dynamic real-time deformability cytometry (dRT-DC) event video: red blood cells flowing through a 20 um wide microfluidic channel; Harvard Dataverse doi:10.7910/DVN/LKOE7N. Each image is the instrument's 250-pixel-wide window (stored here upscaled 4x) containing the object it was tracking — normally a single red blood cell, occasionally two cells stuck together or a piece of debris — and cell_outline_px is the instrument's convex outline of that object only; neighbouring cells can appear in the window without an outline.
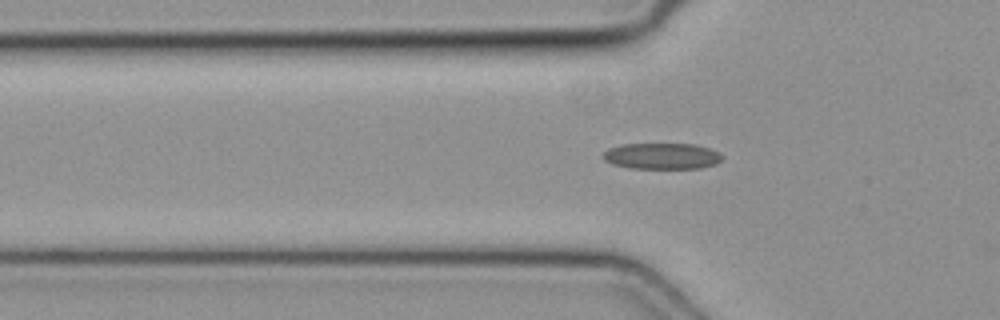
{"species": "common noctule bat (a hibernating species)", "species_latin": "Nyctalus noctula", "temperature_condition": "cold", "stored_images_in_passage": 46, "camera_frame_rate_fps": 3000, "um_per_image_px": 0.085, "animal": {"sex": "female", "body_mass_g": 19.3, "forearm_length_mm": 54.1}, "frame": {"image": 1, "passage_image": 17, "time_ms": 5.333, "image_size_px": [1000, 320], "cell_outline_px": [[724, 156], [716, 164], [700, 168], [628, 168], [612, 164], [604, 160], [604, 152], [608, 148], [620, 144], [692, 144], [708, 148], [720, 152]], "centroid_in_image_um": [56.25, 13.26], "position_along_channel_um": 69.5, "area_um2": 18.15}}
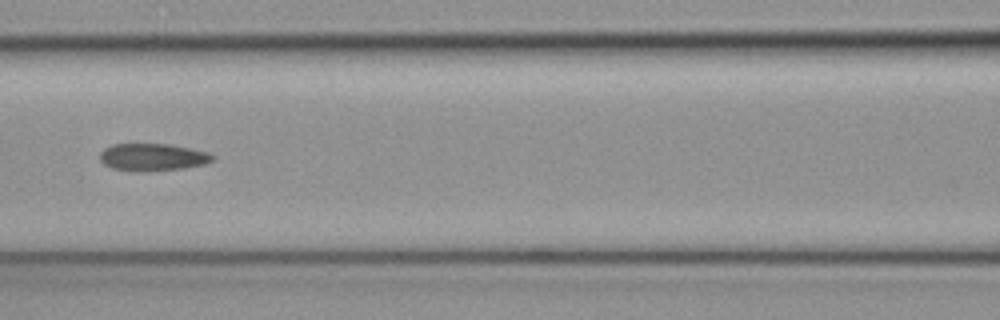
{"frame": {"image": 2, "passage_image": 23, "time_ms": 7.333, "image_size_px": [1000, 320], "cell_outline_px": [[216, 160], [204, 164], [184, 168], [140, 172], [132, 172], [112, 168], [104, 164], [100, 160], [100, 152], [104, 148], [112, 144], [168, 144], [208, 152], [216, 156]], "centroid_in_image_um": [12.97, 13.37], "position_along_channel_um": 153.6, "area_um2": 18.15}}
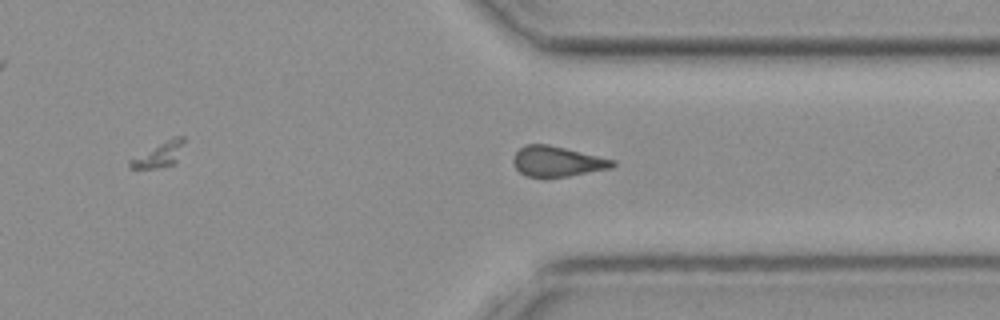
{"frame": {"image": 3, "passage_image": 38, "time_ms": 12.333, "image_size_px": [1000, 320], "cell_outline_px": [[616, 164], [612, 168], [548, 180], [544, 180], [528, 176], [520, 172], [516, 168], [512, 160], [516, 152], [524, 144], [548, 144], [616, 160]], "centroid_in_image_um": [47.36, 13.76], "position_along_channel_um": 364.0, "area_um2": 18.03}}